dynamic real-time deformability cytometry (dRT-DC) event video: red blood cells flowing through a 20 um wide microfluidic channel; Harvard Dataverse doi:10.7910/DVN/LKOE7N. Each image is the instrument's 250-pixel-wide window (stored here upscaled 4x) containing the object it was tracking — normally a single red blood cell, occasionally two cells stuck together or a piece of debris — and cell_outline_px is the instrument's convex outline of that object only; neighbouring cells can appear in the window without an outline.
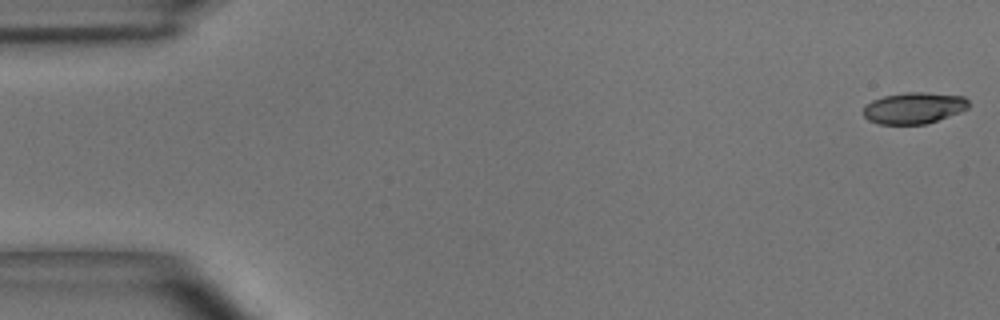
{"species": "common noctule bat (a hibernating species)", "species_latin": "Nyctalus noctula", "temperature_condition": "room temperature", "stored_images_in_passage": 16, "camera_frame_rate_fps": 3000, "um_per_image_px": 0.085, "animal": {"sex": "male", "body_mass_g": 15.6}, "frame": {"image": 1, "passage_image": 1, "time_ms": 0.0, "image_size_px": [1000, 320], "cell_outline_px": [[968, 108], [960, 112], [924, 124], [880, 124], [868, 120], [864, 116], [864, 104], [872, 100], [884, 96], [908, 92], [924, 92], [964, 96], [968, 100]], "centroid_in_image_um": [77.66, 9.17], "position_along_channel_um": 7.3, "area_um2": 19.13}}
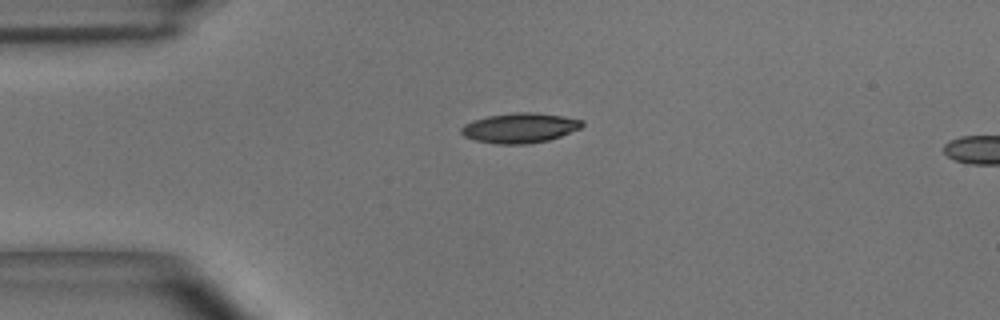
{"frame": {"image": 2, "passage_image": 13, "time_ms": 4.0, "image_size_px": [1000, 320], "cell_outline_px": [[584, 124], [580, 128], [560, 136], [548, 140], [528, 144], [496, 144], [476, 140], [464, 136], [460, 132], [460, 128], [464, 124], [472, 120], [488, 116], [516, 112], [536, 112], [584, 120]], "centroid_in_image_um": [44.16, 10.87], "position_along_channel_um": 40.8, "area_um2": 21.04}}